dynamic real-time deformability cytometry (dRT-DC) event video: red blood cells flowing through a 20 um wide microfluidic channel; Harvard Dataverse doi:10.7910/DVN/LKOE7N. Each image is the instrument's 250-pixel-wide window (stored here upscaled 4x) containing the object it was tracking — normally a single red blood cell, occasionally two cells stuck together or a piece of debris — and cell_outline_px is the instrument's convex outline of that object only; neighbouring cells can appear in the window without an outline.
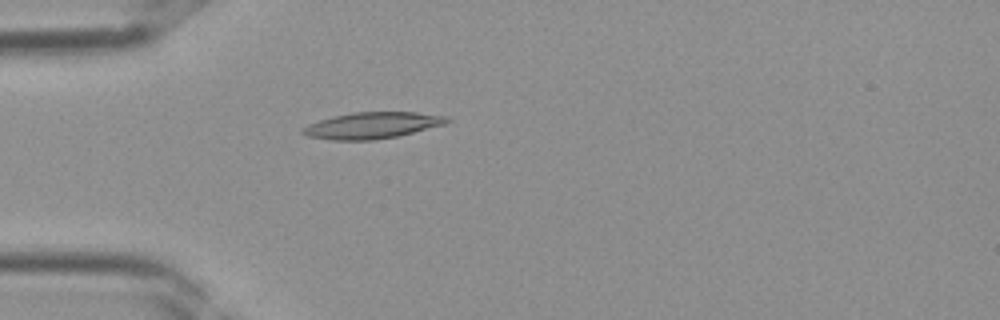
{"species": "Egyptian fruit bat (a non-hibernating species)", "species_latin": "Rousettus aegyptiacus", "temperature_condition": "room temperature", "stored_images_in_passage": 38, "camera_frame_rate_fps": 3000, "um_per_image_px": 0.085, "frame": {"image": 1, "passage_image": 11, "time_ms": 3.333, "image_size_px": [1000, 320], "cell_outline_px": [[452, 120], [444, 124], [396, 136], [372, 140], [332, 140], [308, 136], [300, 132], [300, 128], [308, 124], [332, 116], [352, 112], [416, 112], [448, 116]], "centroid_in_image_um": [31.6, 10.65], "position_along_channel_um": 53.4, "area_um2": 22.08}}
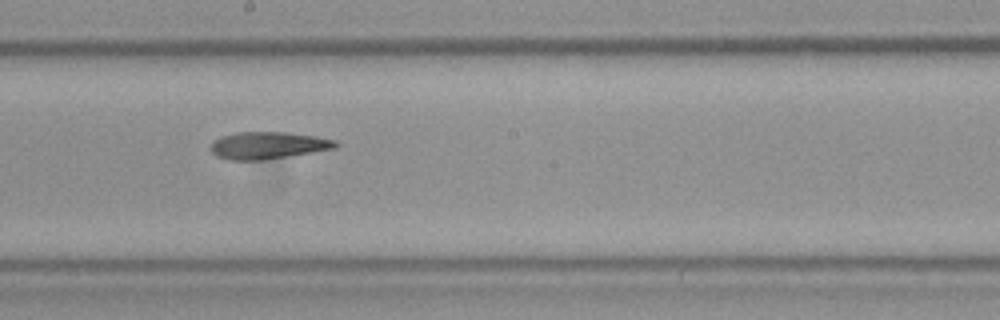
{"frame": {"image": 2, "passage_image": 21, "time_ms": 6.667, "image_size_px": [1000, 320], "cell_outline_px": [[340, 144], [336, 148], [288, 156], [260, 160], [232, 160], [216, 156], [212, 152], [212, 144], [220, 136], [236, 132], [288, 132], [316, 136], [336, 140]], "centroid_in_image_um": [22.82, 12.35], "position_along_channel_um": 225.4, "area_um2": 19.65}}
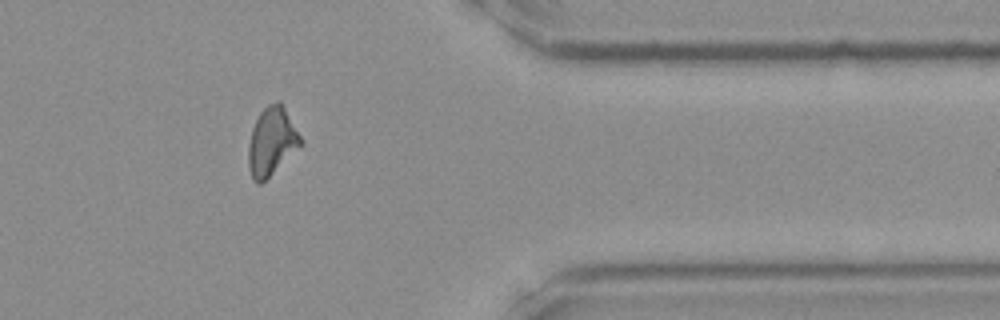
{"frame": {"image": 3, "passage_image": 31, "time_ms": 10.0, "image_size_px": [1000, 320], "cell_outline_px": [[304, 144], [260, 184], [256, 184], [252, 180], [248, 168], [248, 144], [252, 128], [260, 112], [268, 104], [276, 100], [280, 100], [304, 140]], "centroid_in_image_um": [23.11, 12.02], "position_along_channel_um": 388.3, "area_um2": 21.04}}